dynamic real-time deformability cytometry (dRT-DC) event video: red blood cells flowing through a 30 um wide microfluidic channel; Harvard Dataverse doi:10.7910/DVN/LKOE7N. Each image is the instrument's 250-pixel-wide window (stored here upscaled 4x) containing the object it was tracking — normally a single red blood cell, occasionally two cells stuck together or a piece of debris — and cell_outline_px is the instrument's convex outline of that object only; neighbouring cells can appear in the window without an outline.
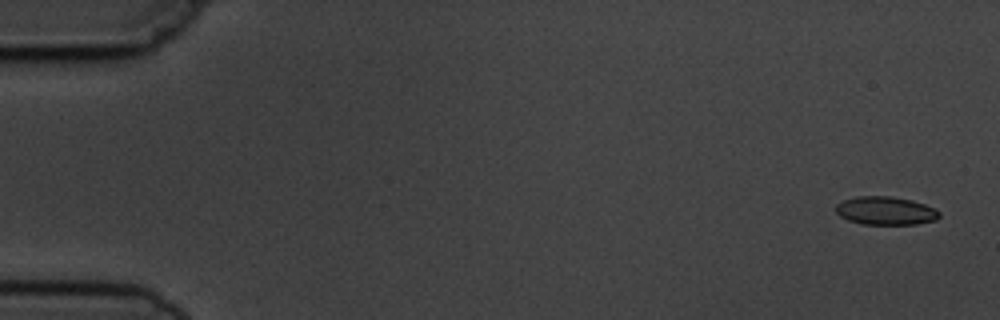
{"species": "common noctule bat (a hibernating species)", "species_latin": "Nyctalus noctula", "temperature_condition": "cold", "stored_images_in_passage": 4, "camera_frame_rate_fps": 3000, "um_per_image_px": 0.085, "animal": {"sex": "male", "body_mass_g": 19.5, "forearm_length_mm": 54.6}, "frame": {"image": 1, "passage_image": 1, "time_ms": 0.0, "image_size_px": [1000, 320], "cell_outline_px": [[940, 216], [936, 220], [916, 224], [864, 224], [848, 220], [840, 216], [836, 212], [836, 204], [844, 200], [856, 196], [892, 196], [912, 200], [936, 208], [940, 212]], "centroid_in_image_um": [75.3, 17.9], "position_along_channel_um": 9.7, "area_um2": 17.11}}